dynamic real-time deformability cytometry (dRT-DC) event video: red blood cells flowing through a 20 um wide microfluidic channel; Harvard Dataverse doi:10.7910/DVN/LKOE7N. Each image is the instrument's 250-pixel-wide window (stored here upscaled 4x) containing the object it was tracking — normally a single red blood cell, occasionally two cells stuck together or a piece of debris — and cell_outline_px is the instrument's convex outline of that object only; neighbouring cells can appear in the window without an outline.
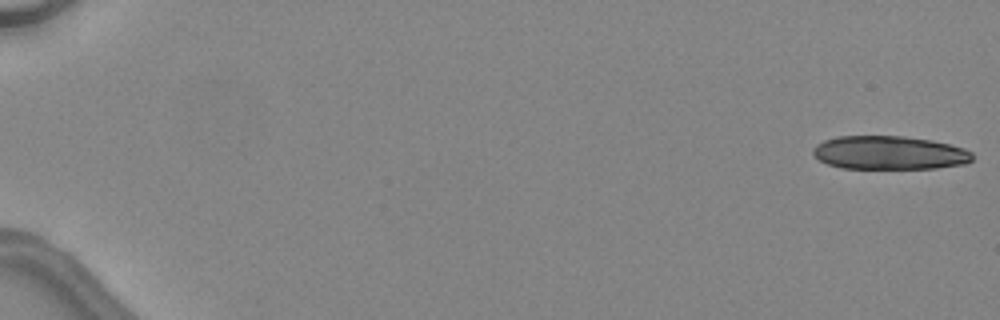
{"species": "common noctule bat (a hibernating species)", "species_latin": "Nyctalus noctula", "temperature_condition": "warm", "stored_images_in_passage": 24, "camera_frame_rate_fps": 3000, "um_per_image_px": 0.085, "animal": {"sex": "female", "body_mass_g": 24.6, "forearm_length_mm": 56.2}, "frame": {"image": 1, "passage_image": 1, "time_ms": 0.0, "image_size_px": [1000, 320], "cell_outline_px": [[972, 160], [964, 164], [936, 168], [840, 168], [828, 164], [820, 160], [812, 152], [812, 148], [816, 144], [824, 140], [836, 136], [904, 136], [932, 140], [964, 148], [972, 152]], "centroid_in_image_um": [75.58, 12.98], "position_along_channel_um": 9.4, "area_um2": 31.15}}